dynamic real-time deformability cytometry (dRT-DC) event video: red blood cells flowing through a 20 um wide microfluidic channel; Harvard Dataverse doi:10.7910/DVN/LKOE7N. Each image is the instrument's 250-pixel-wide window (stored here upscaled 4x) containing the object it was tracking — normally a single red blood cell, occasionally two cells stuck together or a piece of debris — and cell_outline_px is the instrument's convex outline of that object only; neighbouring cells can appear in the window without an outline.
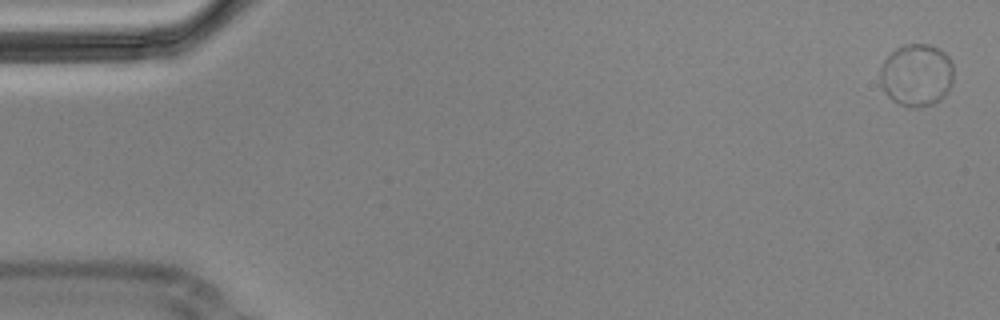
{"species": "Egyptian fruit bat (a non-hibernating species)", "species_latin": "Rousettus aegyptiacus", "temperature_condition": "cold", "stored_images_in_passage": 7, "camera_frame_rate_fps": 3000, "um_per_image_px": 0.085, "animal": {"sex": "male"}, "frame": {"image": 1, "passage_image": 1, "time_ms": 0.0, "image_size_px": [1000, 320], "cell_outline_px": [[952, 80], [948, 92], [940, 100], [932, 104], [920, 108], [912, 108], [900, 104], [892, 100], [884, 92], [880, 84], [880, 68], [884, 60], [896, 48], [908, 44], [928, 44], [944, 52], [952, 60]], "centroid_in_image_um": [77.9, 6.4], "position_along_channel_um": 7.1, "area_um2": 26.88}}
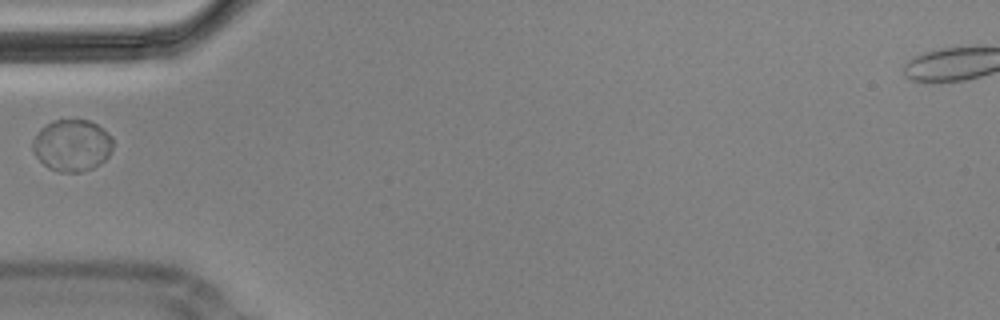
{"frame": {"image": 2, "passage_image": 6, "time_ms": 1.667, "image_size_px": [1000, 320], "cell_outline_px": [[112, 148], [108, 156], [100, 164], [92, 168], [80, 172], [60, 172], [48, 168], [36, 156], [32, 148], [32, 144], [40, 128], [52, 120], [88, 120], [96, 124], [112, 136]], "centroid_in_image_um": [6.12, 12.35], "position_along_channel_um": 78.9, "area_um2": 24.1}}
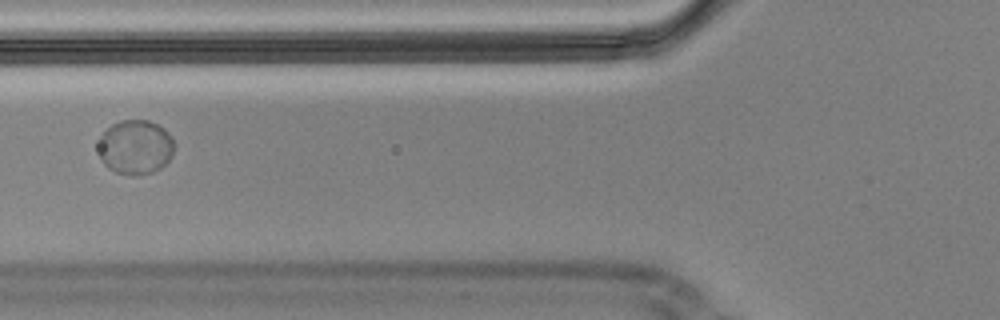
{"frame": {"image": 3, "passage_image": 7, "time_ms": 2.0, "image_size_px": [1000, 320], "cell_outline_px": [[176, 144], [172, 156], [160, 168], [152, 172], [136, 176], [132, 176], [116, 172], [108, 168], [104, 164], [100, 156], [100, 136], [112, 124], [120, 120], [148, 120], [164, 128], [172, 136]], "centroid_in_image_um": [11.55, 12.5], "position_along_channel_um": 114.3, "area_um2": 24.16}}